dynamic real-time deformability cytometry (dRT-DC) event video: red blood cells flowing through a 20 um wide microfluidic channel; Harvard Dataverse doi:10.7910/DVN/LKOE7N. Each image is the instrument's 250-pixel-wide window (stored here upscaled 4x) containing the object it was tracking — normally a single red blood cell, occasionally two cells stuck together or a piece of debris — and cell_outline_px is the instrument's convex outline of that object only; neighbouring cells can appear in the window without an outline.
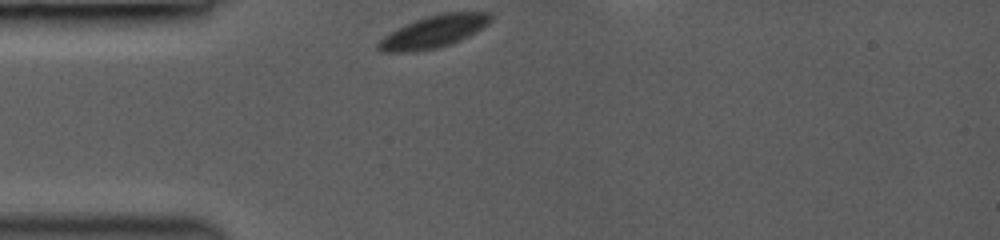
{"species": "common noctule bat (a hibernating species)", "species_latin": "Nyctalus noctula", "temperature_condition": "room temperature", "stored_images_in_passage": 5, "segment_of_instrument_passage": [1, 2], "camera_frame_rate_fps": 3000, "um_per_image_px": 0.085, "animal": {"sex": "female", "body_mass_g": 19.0, "forearm_length_mm": 53.3}, "frame": {"image": 1, "passage_image": 1, "time_ms": 0.0, "image_size_px": [1000, 240], "cell_outline_px": [[492, 20], [488, 24], [476, 32], [448, 44], [436, 48], [412, 52], [380, 52], [376, 48], [376, 44], [384, 36], [416, 20], [440, 12], [492, 12]], "centroid_in_image_um": [36.88, 2.68], "position_along_channel_um": 48.1, "area_um2": 20.81}}
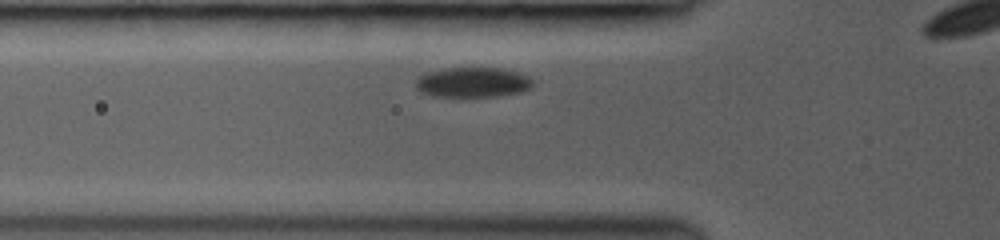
{"frame": {"image": 2, "passage_image": 3, "time_ms": 1.333, "image_size_px": [1000, 240], "cell_outline_px": [[532, 88], [524, 92], [500, 96], [460, 100], [432, 96], [420, 92], [416, 88], [416, 76], [428, 72], [448, 68], [504, 68], [520, 72], [528, 76], [532, 80]], "centroid_in_image_um": [40.18, 7.05], "position_along_channel_um": 85.6, "area_um2": 21.73}}